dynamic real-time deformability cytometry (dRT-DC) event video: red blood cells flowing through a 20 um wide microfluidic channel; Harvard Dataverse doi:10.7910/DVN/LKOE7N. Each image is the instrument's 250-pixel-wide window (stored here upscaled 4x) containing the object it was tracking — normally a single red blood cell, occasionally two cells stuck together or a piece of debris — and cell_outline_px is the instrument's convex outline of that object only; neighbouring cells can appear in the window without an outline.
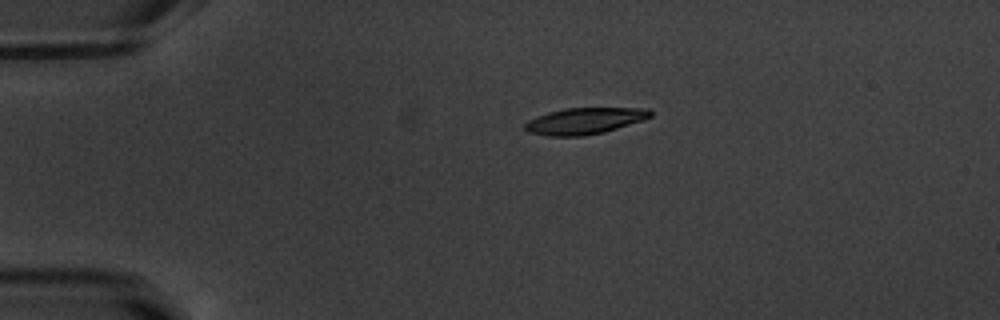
{"species": "common noctule bat (a hibernating species)", "species_latin": "Nyctalus noctula", "temperature_condition": "warm", "stored_images_in_passage": 43, "camera_frame_rate_fps": 3000, "um_per_image_px": 0.085, "animal": {"sex": "male", "body_mass_g": 20.1, "forearm_length_mm": 53.5}, "frame": {"image": 1, "passage_image": 1, "time_ms": 0.0, "image_size_px": [1000, 320], "cell_outline_px": [[652, 116], [644, 120], [604, 132], [584, 136], [548, 136], [528, 132], [524, 128], [524, 124], [528, 120], [536, 116], [548, 112], [564, 108], [648, 108], [652, 112]], "centroid_in_image_um": [49.68, 10.28], "position_along_channel_um": 35.3, "area_um2": 19.42}}
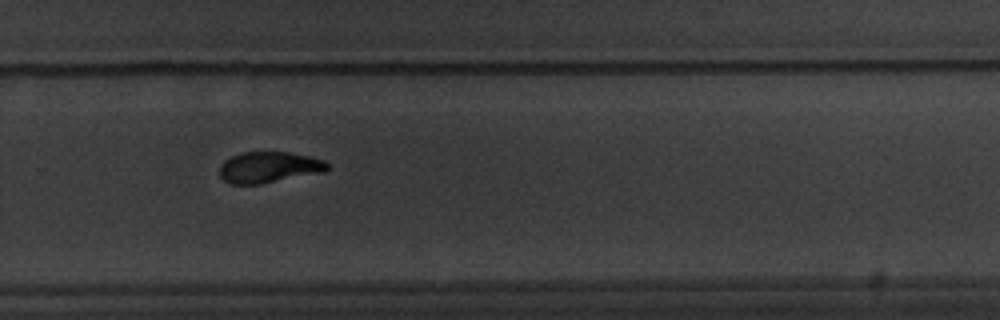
{"frame": {"image": 2, "passage_image": 26, "time_ms": 8.333, "image_size_px": [1000, 320], "cell_outline_px": [[328, 168], [324, 172], [260, 184], [228, 184], [220, 176], [220, 164], [224, 160], [240, 152], [288, 152], [308, 156], [324, 160], [328, 164]], "centroid_in_image_um": [22.83, 14.22], "position_along_channel_um": 307.0, "area_um2": 19.54}}
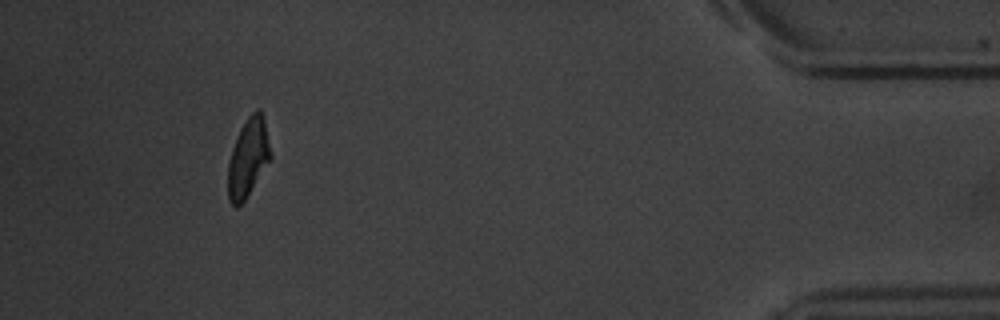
{"frame": {"image": 3, "passage_image": 39, "time_ms": 12.667, "image_size_px": [1000, 320], "cell_outline_px": [[272, 156], [244, 200], [236, 208], [228, 200], [228, 164], [232, 148], [240, 128], [248, 116], [256, 108], [260, 108], [264, 116]], "centroid_in_image_um": [21.09, 13.35], "position_along_channel_um": 414.1, "area_um2": 19.36}, "authors_computed_cell_mechanics": {"area_um2": 20.1144, "velocity_mm_per_s": 3.8184, "shape_relaxation_time_tau1_ms": 3.0635, "shape_relaxation_time_tau2_ms": 3.115, "deformation_change_tau1": 0.1629, "deformation_change_tau2": 0.0985}}